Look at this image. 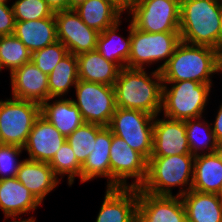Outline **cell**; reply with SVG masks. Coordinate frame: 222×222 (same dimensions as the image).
Masks as SVG:
<instances>
[{
    "mask_svg": "<svg viewBox=\"0 0 222 222\" xmlns=\"http://www.w3.org/2000/svg\"><path fill=\"white\" fill-rule=\"evenodd\" d=\"M162 88L161 72L122 68L114 83L116 106L156 116L162 108Z\"/></svg>",
    "mask_w": 222,
    "mask_h": 222,
    "instance_id": "1",
    "label": "cell"
},
{
    "mask_svg": "<svg viewBox=\"0 0 222 222\" xmlns=\"http://www.w3.org/2000/svg\"><path fill=\"white\" fill-rule=\"evenodd\" d=\"M221 0H180L181 41L216 48L220 44Z\"/></svg>",
    "mask_w": 222,
    "mask_h": 222,
    "instance_id": "2",
    "label": "cell"
},
{
    "mask_svg": "<svg viewBox=\"0 0 222 222\" xmlns=\"http://www.w3.org/2000/svg\"><path fill=\"white\" fill-rule=\"evenodd\" d=\"M195 156L192 154L151 156L147 176L140 189L154 195L182 196L192 188ZM178 192L173 193V188Z\"/></svg>",
    "mask_w": 222,
    "mask_h": 222,
    "instance_id": "3",
    "label": "cell"
},
{
    "mask_svg": "<svg viewBox=\"0 0 222 222\" xmlns=\"http://www.w3.org/2000/svg\"><path fill=\"white\" fill-rule=\"evenodd\" d=\"M160 72L163 82L190 80L214 84L212 79L217 74L215 48L180 41Z\"/></svg>",
    "mask_w": 222,
    "mask_h": 222,
    "instance_id": "4",
    "label": "cell"
},
{
    "mask_svg": "<svg viewBox=\"0 0 222 222\" xmlns=\"http://www.w3.org/2000/svg\"><path fill=\"white\" fill-rule=\"evenodd\" d=\"M213 85L190 80L163 82L160 115L173 120L204 116Z\"/></svg>",
    "mask_w": 222,
    "mask_h": 222,
    "instance_id": "5",
    "label": "cell"
},
{
    "mask_svg": "<svg viewBox=\"0 0 222 222\" xmlns=\"http://www.w3.org/2000/svg\"><path fill=\"white\" fill-rule=\"evenodd\" d=\"M180 41L179 32H144L131 22V51L128 68L148 69L152 65L154 68V65L159 63L155 70L160 72L168 63Z\"/></svg>",
    "mask_w": 222,
    "mask_h": 222,
    "instance_id": "6",
    "label": "cell"
},
{
    "mask_svg": "<svg viewBox=\"0 0 222 222\" xmlns=\"http://www.w3.org/2000/svg\"><path fill=\"white\" fill-rule=\"evenodd\" d=\"M154 118L143 111L117 107L108 128L148 160L153 151Z\"/></svg>",
    "mask_w": 222,
    "mask_h": 222,
    "instance_id": "7",
    "label": "cell"
},
{
    "mask_svg": "<svg viewBox=\"0 0 222 222\" xmlns=\"http://www.w3.org/2000/svg\"><path fill=\"white\" fill-rule=\"evenodd\" d=\"M71 100L79 109L85 123L108 127L117 108L114 86L80 80Z\"/></svg>",
    "mask_w": 222,
    "mask_h": 222,
    "instance_id": "8",
    "label": "cell"
},
{
    "mask_svg": "<svg viewBox=\"0 0 222 222\" xmlns=\"http://www.w3.org/2000/svg\"><path fill=\"white\" fill-rule=\"evenodd\" d=\"M40 116V104L14 97L0 99V133L5 145L24 147L35 120Z\"/></svg>",
    "mask_w": 222,
    "mask_h": 222,
    "instance_id": "9",
    "label": "cell"
},
{
    "mask_svg": "<svg viewBox=\"0 0 222 222\" xmlns=\"http://www.w3.org/2000/svg\"><path fill=\"white\" fill-rule=\"evenodd\" d=\"M109 154L111 188H140L147 176L148 160L114 134Z\"/></svg>",
    "mask_w": 222,
    "mask_h": 222,
    "instance_id": "10",
    "label": "cell"
},
{
    "mask_svg": "<svg viewBox=\"0 0 222 222\" xmlns=\"http://www.w3.org/2000/svg\"><path fill=\"white\" fill-rule=\"evenodd\" d=\"M127 17L144 32H179L180 0H139Z\"/></svg>",
    "mask_w": 222,
    "mask_h": 222,
    "instance_id": "11",
    "label": "cell"
},
{
    "mask_svg": "<svg viewBox=\"0 0 222 222\" xmlns=\"http://www.w3.org/2000/svg\"><path fill=\"white\" fill-rule=\"evenodd\" d=\"M57 40L61 41L69 53L78 55L96 50L99 32L88 27L75 10L54 12Z\"/></svg>",
    "mask_w": 222,
    "mask_h": 222,
    "instance_id": "12",
    "label": "cell"
},
{
    "mask_svg": "<svg viewBox=\"0 0 222 222\" xmlns=\"http://www.w3.org/2000/svg\"><path fill=\"white\" fill-rule=\"evenodd\" d=\"M139 222H185L186 210L181 196L154 195L138 188Z\"/></svg>",
    "mask_w": 222,
    "mask_h": 222,
    "instance_id": "13",
    "label": "cell"
},
{
    "mask_svg": "<svg viewBox=\"0 0 222 222\" xmlns=\"http://www.w3.org/2000/svg\"><path fill=\"white\" fill-rule=\"evenodd\" d=\"M160 114L153 124V151L151 156L191 154L184 120H173Z\"/></svg>",
    "mask_w": 222,
    "mask_h": 222,
    "instance_id": "14",
    "label": "cell"
},
{
    "mask_svg": "<svg viewBox=\"0 0 222 222\" xmlns=\"http://www.w3.org/2000/svg\"><path fill=\"white\" fill-rule=\"evenodd\" d=\"M95 222H136L138 188H105Z\"/></svg>",
    "mask_w": 222,
    "mask_h": 222,
    "instance_id": "15",
    "label": "cell"
},
{
    "mask_svg": "<svg viewBox=\"0 0 222 222\" xmlns=\"http://www.w3.org/2000/svg\"><path fill=\"white\" fill-rule=\"evenodd\" d=\"M11 97L33 101L38 104L49 99L48 75L31 61L10 74Z\"/></svg>",
    "mask_w": 222,
    "mask_h": 222,
    "instance_id": "16",
    "label": "cell"
},
{
    "mask_svg": "<svg viewBox=\"0 0 222 222\" xmlns=\"http://www.w3.org/2000/svg\"><path fill=\"white\" fill-rule=\"evenodd\" d=\"M65 141L66 137L40 115L35 120L23 147L28 155L26 159L49 163Z\"/></svg>",
    "mask_w": 222,
    "mask_h": 222,
    "instance_id": "17",
    "label": "cell"
},
{
    "mask_svg": "<svg viewBox=\"0 0 222 222\" xmlns=\"http://www.w3.org/2000/svg\"><path fill=\"white\" fill-rule=\"evenodd\" d=\"M20 181L43 205L47 195L55 191L61 180L54 174L48 162L24 159L16 175Z\"/></svg>",
    "mask_w": 222,
    "mask_h": 222,
    "instance_id": "18",
    "label": "cell"
},
{
    "mask_svg": "<svg viewBox=\"0 0 222 222\" xmlns=\"http://www.w3.org/2000/svg\"><path fill=\"white\" fill-rule=\"evenodd\" d=\"M41 205L16 177L0 180V209L4 217L31 215Z\"/></svg>",
    "mask_w": 222,
    "mask_h": 222,
    "instance_id": "19",
    "label": "cell"
},
{
    "mask_svg": "<svg viewBox=\"0 0 222 222\" xmlns=\"http://www.w3.org/2000/svg\"><path fill=\"white\" fill-rule=\"evenodd\" d=\"M112 132L108 127H103L94 142L93 151L81 168V184L94 179H107L106 188H111L110 147Z\"/></svg>",
    "mask_w": 222,
    "mask_h": 222,
    "instance_id": "20",
    "label": "cell"
},
{
    "mask_svg": "<svg viewBox=\"0 0 222 222\" xmlns=\"http://www.w3.org/2000/svg\"><path fill=\"white\" fill-rule=\"evenodd\" d=\"M129 21L126 37L120 34V27L123 24L122 19L116 24L106 28L101 32L97 39L96 50L107 60L115 63L120 69L128 68V58L131 51V20ZM119 32V33H118Z\"/></svg>",
    "mask_w": 222,
    "mask_h": 222,
    "instance_id": "21",
    "label": "cell"
},
{
    "mask_svg": "<svg viewBox=\"0 0 222 222\" xmlns=\"http://www.w3.org/2000/svg\"><path fill=\"white\" fill-rule=\"evenodd\" d=\"M40 115L65 137L85 123L71 97L49 98L40 105Z\"/></svg>",
    "mask_w": 222,
    "mask_h": 222,
    "instance_id": "22",
    "label": "cell"
},
{
    "mask_svg": "<svg viewBox=\"0 0 222 222\" xmlns=\"http://www.w3.org/2000/svg\"><path fill=\"white\" fill-rule=\"evenodd\" d=\"M13 34L31 53L51 45L58 41L54 14L38 20L16 21Z\"/></svg>",
    "mask_w": 222,
    "mask_h": 222,
    "instance_id": "23",
    "label": "cell"
},
{
    "mask_svg": "<svg viewBox=\"0 0 222 222\" xmlns=\"http://www.w3.org/2000/svg\"><path fill=\"white\" fill-rule=\"evenodd\" d=\"M222 185V148L214 153L195 156L192 190L218 194Z\"/></svg>",
    "mask_w": 222,
    "mask_h": 222,
    "instance_id": "24",
    "label": "cell"
},
{
    "mask_svg": "<svg viewBox=\"0 0 222 222\" xmlns=\"http://www.w3.org/2000/svg\"><path fill=\"white\" fill-rule=\"evenodd\" d=\"M80 80L114 86L120 68L107 61L97 50L76 55Z\"/></svg>",
    "mask_w": 222,
    "mask_h": 222,
    "instance_id": "25",
    "label": "cell"
},
{
    "mask_svg": "<svg viewBox=\"0 0 222 222\" xmlns=\"http://www.w3.org/2000/svg\"><path fill=\"white\" fill-rule=\"evenodd\" d=\"M190 222H222V199L217 194L189 190L181 196Z\"/></svg>",
    "mask_w": 222,
    "mask_h": 222,
    "instance_id": "26",
    "label": "cell"
},
{
    "mask_svg": "<svg viewBox=\"0 0 222 222\" xmlns=\"http://www.w3.org/2000/svg\"><path fill=\"white\" fill-rule=\"evenodd\" d=\"M82 21L99 33L124 18L109 0H86L74 9Z\"/></svg>",
    "mask_w": 222,
    "mask_h": 222,
    "instance_id": "27",
    "label": "cell"
},
{
    "mask_svg": "<svg viewBox=\"0 0 222 222\" xmlns=\"http://www.w3.org/2000/svg\"><path fill=\"white\" fill-rule=\"evenodd\" d=\"M78 81L77 57L68 53L48 75L49 98L67 97Z\"/></svg>",
    "mask_w": 222,
    "mask_h": 222,
    "instance_id": "28",
    "label": "cell"
},
{
    "mask_svg": "<svg viewBox=\"0 0 222 222\" xmlns=\"http://www.w3.org/2000/svg\"><path fill=\"white\" fill-rule=\"evenodd\" d=\"M184 121L190 153L193 156L214 153L221 149L205 115Z\"/></svg>",
    "mask_w": 222,
    "mask_h": 222,
    "instance_id": "29",
    "label": "cell"
},
{
    "mask_svg": "<svg viewBox=\"0 0 222 222\" xmlns=\"http://www.w3.org/2000/svg\"><path fill=\"white\" fill-rule=\"evenodd\" d=\"M32 53L14 34L0 36V60L9 75L23 64L31 61Z\"/></svg>",
    "mask_w": 222,
    "mask_h": 222,
    "instance_id": "30",
    "label": "cell"
},
{
    "mask_svg": "<svg viewBox=\"0 0 222 222\" xmlns=\"http://www.w3.org/2000/svg\"><path fill=\"white\" fill-rule=\"evenodd\" d=\"M49 166L61 181L67 176L66 180L69 187L75 183L76 177L81 184L82 165L76 159V155L67 141L56 151L55 156L49 162Z\"/></svg>",
    "mask_w": 222,
    "mask_h": 222,
    "instance_id": "31",
    "label": "cell"
},
{
    "mask_svg": "<svg viewBox=\"0 0 222 222\" xmlns=\"http://www.w3.org/2000/svg\"><path fill=\"white\" fill-rule=\"evenodd\" d=\"M102 128L103 126L100 125L84 123L66 137V141L70 144L76 159L81 165L84 164L88 155L93 151L97 133Z\"/></svg>",
    "mask_w": 222,
    "mask_h": 222,
    "instance_id": "32",
    "label": "cell"
},
{
    "mask_svg": "<svg viewBox=\"0 0 222 222\" xmlns=\"http://www.w3.org/2000/svg\"><path fill=\"white\" fill-rule=\"evenodd\" d=\"M11 6L15 21L38 20L54 14L44 0H15Z\"/></svg>",
    "mask_w": 222,
    "mask_h": 222,
    "instance_id": "33",
    "label": "cell"
},
{
    "mask_svg": "<svg viewBox=\"0 0 222 222\" xmlns=\"http://www.w3.org/2000/svg\"><path fill=\"white\" fill-rule=\"evenodd\" d=\"M68 53L67 47L61 41H56L33 52L31 60L44 74L49 75L59 61Z\"/></svg>",
    "mask_w": 222,
    "mask_h": 222,
    "instance_id": "34",
    "label": "cell"
},
{
    "mask_svg": "<svg viewBox=\"0 0 222 222\" xmlns=\"http://www.w3.org/2000/svg\"><path fill=\"white\" fill-rule=\"evenodd\" d=\"M24 149L14 145H3L0 147V180L16 177L21 163L19 160Z\"/></svg>",
    "mask_w": 222,
    "mask_h": 222,
    "instance_id": "35",
    "label": "cell"
},
{
    "mask_svg": "<svg viewBox=\"0 0 222 222\" xmlns=\"http://www.w3.org/2000/svg\"><path fill=\"white\" fill-rule=\"evenodd\" d=\"M15 22L11 4L0 3V36L12 35L15 30Z\"/></svg>",
    "mask_w": 222,
    "mask_h": 222,
    "instance_id": "36",
    "label": "cell"
},
{
    "mask_svg": "<svg viewBox=\"0 0 222 222\" xmlns=\"http://www.w3.org/2000/svg\"><path fill=\"white\" fill-rule=\"evenodd\" d=\"M220 104L217 107V112H215V119L210 123L215 139L222 148V102Z\"/></svg>",
    "mask_w": 222,
    "mask_h": 222,
    "instance_id": "37",
    "label": "cell"
},
{
    "mask_svg": "<svg viewBox=\"0 0 222 222\" xmlns=\"http://www.w3.org/2000/svg\"><path fill=\"white\" fill-rule=\"evenodd\" d=\"M110 3L120 12L123 16L126 17L134 10L136 4L139 0H109Z\"/></svg>",
    "mask_w": 222,
    "mask_h": 222,
    "instance_id": "38",
    "label": "cell"
},
{
    "mask_svg": "<svg viewBox=\"0 0 222 222\" xmlns=\"http://www.w3.org/2000/svg\"><path fill=\"white\" fill-rule=\"evenodd\" d=\"M53 12L68 10V0H44Z\"/></svg>",
    "mask_w": 222,
    "mask_h": 222,
    "instance_id": "39",
    "label": "cell"
},
{
    "mask_svg": "<svg viewBox=\"0 0 222 222\" xmlns=\"http://www.w3.org/2000/svg\"><path fill=\"white\" fill-rule=\"evenodd\" d=\"M216 75L222 74V44H219L216 48Z\"/></svg>",
    "mask_w": 222,
    "mask_h": 222,
    "instance_id": "40",
    "label": "cell"
},
{
    "mask_svg": "<svg viewBox=\"0 0 222 222\" xmlns=\"http://www.w3.org/2000/svg\"><path fill=\"white\" fill-rule=\"evenodd\" d=\"M9 217H4L3 222H36L35 216L32 214V216L28 218H22V217H11L10 221H8ZM13 220V221H12Z\"/></svg>",
    "mask_w": 222,
    "mask_h": 222,
    "instance_id": "41",
    "label": "cell"
},
{
    "mask_svg": "<svg viewBox=\"0 0 222 222\" xmlns=\"http://www.w3.org/2000/svg\"><path fill=\"white\" fill-rule=\"evenodd\" d=\"M86 0H68V10H74Z\"/></svg>",
    "mask_w": 222,
    "mask_h": 222,
    "instance_id": "42",
    "label": "cell"
},
{
    "mask_svg": "<svg viewBox=\"0 0 222 222\" xmlns=\"http://www.w3.org/2000/svg\"><path fill=\"white\" fill-rule=\"evenodd\" d=\"M220 44H222V10H221Z\"/></svg>",
    "mask_w": 222,
    "mask_h": 222,
    "instance_id": "43",
    "label": "cell"
},
{
    "mask_svg": "<svg viewBox=\"0 0 222 222\" xmlns=\"http://www.w3.org/2000/svg\"><path fill=\"white\" fill-rule=\"evenodd\" d=\"M3 145H5V144H4V141H3L1 133H0V147L3 146Z\"/></svg>",
    "mask_w": 222,
    "mask_h": 222,
    "instance_id": "44",
    "label": "cell"
},
{
    "mask_svg": "<svg viewBox=\"0 0 222 222\" xmlns=\"http://www.w3.org/2000/svg\"><path fill=\"white\" fill-rule=\"evenodd\" d=\"M217 195L222 199V185Z\"/></svg>",
    "mask_w": 222,
    "mask_h": 222,
    "instance_id": "45",
    "label": "cell"
},
{
    "mask_svg": "<svg viewBox=\"0 0 222 222\" xmlns=\"http://www.w3.org/2000/svg\"><path fill=\"white\" fill-rule=\"evenodd\" d=\"M11 0H0V3H9Z\"/></svg>",
    "mask_w": 222,
    "mask_h": 222,
    "instance_id": "46",
    "label": "cell"
},
{
    "mask_svg": "<svg viewBox=\"0 0 222 222\" xmlns=\"http://www.w3.org/2000/svg\"><path fill=\"white\" fill-rule=\"evenodd\" d=\"M3 70V67L1 65V60H0V73H2L1 71Z\"/></svg>",
    "mask_w": 222,
    "mask_h": 222,
    "instance_id": "47",
    "label": "cell"
}]
</instances>
